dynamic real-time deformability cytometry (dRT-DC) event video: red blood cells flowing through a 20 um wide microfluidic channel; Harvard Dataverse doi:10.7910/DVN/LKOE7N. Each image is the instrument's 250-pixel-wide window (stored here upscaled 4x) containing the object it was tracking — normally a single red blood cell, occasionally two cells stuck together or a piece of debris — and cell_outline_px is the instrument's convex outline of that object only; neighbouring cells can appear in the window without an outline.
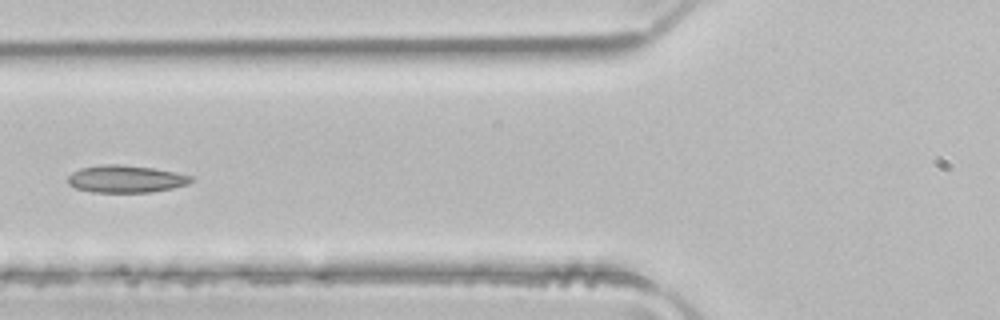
{"species": "common noctule bat (a hibernating species)", "species_latin": "Nyctalus noctula", "temperature_condition": "room temperature", "stored_images_in_passage": 4, "camera_frame_rate_fps": 3000, "um_per_image_px": 0.085, "animal": {"sex": "male", "body_mass_g": 21.5, "forearm_length_mm": 52.0}, "frame": {"image": 1, "passage_image": 4, "time_ms": 1.0, "image_size_px": [1000, 320], "cell_outline_px": [[192, 180], [188, 184], [172, 188], [152, 192], [92, 192], [76, 188], [68, 184], [68, 176], [72, 172], [80, 168], [100, 164], [120, 164], [152, 168], [176, 172], [192, 176]], "centroid_in_image_um": [10.67, 15.2], "position_along_channel_um": 115.1, "area_um2": 19.65}}